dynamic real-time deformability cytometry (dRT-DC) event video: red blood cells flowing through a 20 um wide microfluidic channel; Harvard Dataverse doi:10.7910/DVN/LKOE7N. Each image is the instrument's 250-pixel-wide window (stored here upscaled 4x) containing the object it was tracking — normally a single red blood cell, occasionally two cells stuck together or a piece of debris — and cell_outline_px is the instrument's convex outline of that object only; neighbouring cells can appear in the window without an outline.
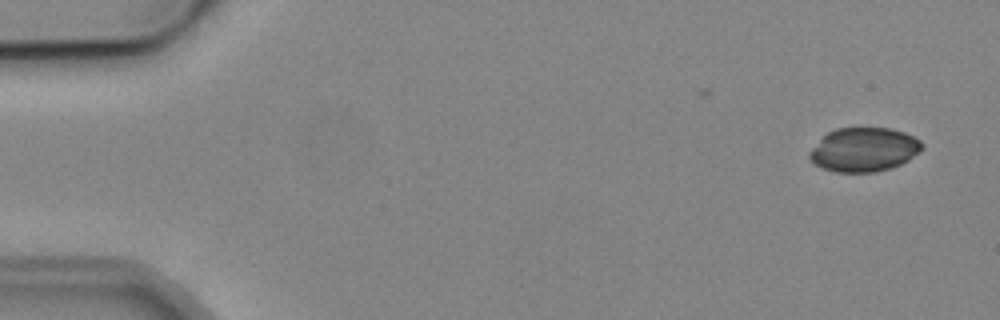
{"species": "common noctule bat (a hibernating species)", "species_latin": "Nyctalus noctula", "temperature_condition": "cold", "stored_images_in_passage": 2, "camera_frame_rate_fps": 3000, "um_per_image_px": 0.085, "animal": {"sex": "male", "body_mass_g": 19.2, "forearm_length_mm": 51.8}, "frame": {"image": 1, "passage_image": 2, "time_ms": 1.0, "image_size_px": [1000, 320], "cell_outline_px": [[924, 148], [920, 152], [908, 160], [892, 168], [876, 172], [836, 172], [824, 168], [816, 164], [808, 156], [808, 152], [828, 132], [836, 128], [860, 124], [892, 128], [904, 132], [920, 140], [924, 144]], "centroid_in_image_um": [73.47, 12.66], "position_along_channel_um": 11.5, "area_um2": 29.65}}